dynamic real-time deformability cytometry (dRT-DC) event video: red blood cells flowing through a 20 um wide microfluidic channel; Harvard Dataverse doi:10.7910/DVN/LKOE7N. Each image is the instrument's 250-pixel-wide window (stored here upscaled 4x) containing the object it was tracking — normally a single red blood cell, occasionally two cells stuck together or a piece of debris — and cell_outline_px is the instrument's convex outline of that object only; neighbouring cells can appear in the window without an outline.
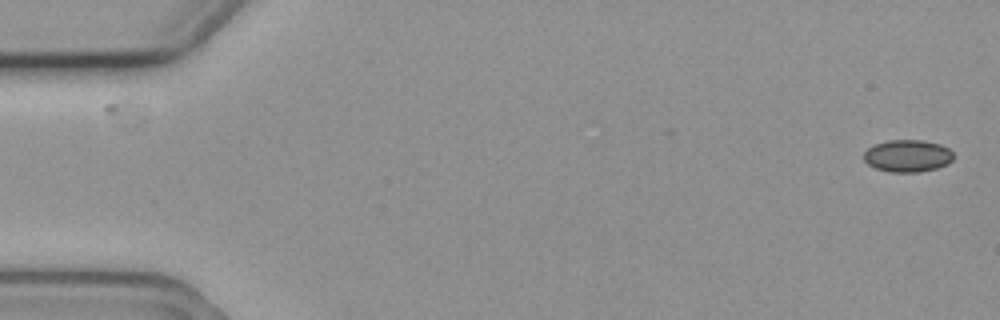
{"species": "common noctule bat (a hibernating species)", "species_latin": "Nyctalus noctula", "temperature_condition": "cold", "stored_images_in_passage": 2, "camera_frame_rate_fps": 3000, "um_per_image_px": 0.085, "animal": {"sex": "female", "body_mass_g": 19.3, "forearm_length_mm": 54.1}, "frame": {"image": 1, "passage_image": 2, "time_ms": 0.333, "image_size_px": [1000, 320], "cell_outline_px": [[952, 160], [948, 164], [936, 168], [920, 172], [892, 172], [876, 168], [868, 164], [864, 160], [864, 152], [868, 148], [876, 144], [888, 140], [924, 140], [940, 144], [948, 148], [952, 152]], "centroid_in_image_um": [77.15, 13.24], "position_along_channel_um": 7.8, "area_um2": 16.76}}